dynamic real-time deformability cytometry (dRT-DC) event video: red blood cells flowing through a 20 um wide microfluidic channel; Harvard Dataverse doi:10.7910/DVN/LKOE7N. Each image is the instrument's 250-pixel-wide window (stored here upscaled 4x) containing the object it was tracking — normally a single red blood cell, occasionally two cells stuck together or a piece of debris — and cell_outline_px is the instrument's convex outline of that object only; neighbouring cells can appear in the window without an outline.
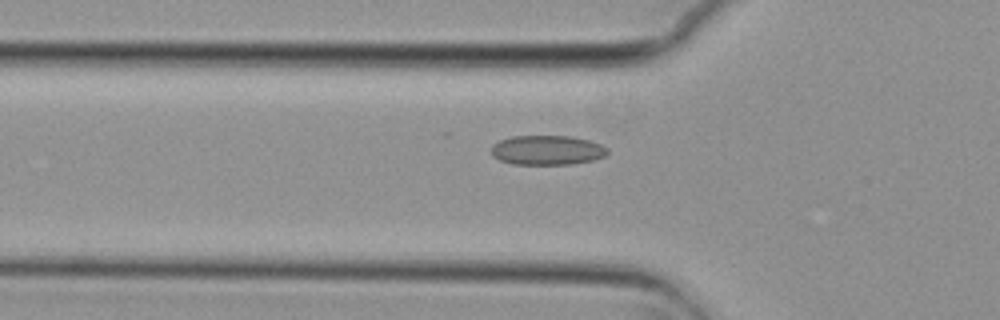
{"species": "common noctule bat (a hibernating species)", "species_latin": "Nyctalus noctula", "temperature_condition": "cold", "stored_images_in_passage": 39, "camera_frame_rate_fps": 3000, "um_per_image_px": 0.085, "animal": {"sex": "female", "body_mass_g": 29.2, "forearm_length_mm": 56.3}, "frame": {"image": 1, "passage_image": 3, "time_ms": 0.667, "image_size_px": [1000, 320], "cell_outline_px": [[608, 152], [604, 156], [592, 160], [572, 164], [512, 164], [500, 160], [492, 156], [492, 144], [500, 140], [512, 136], [572, 136], [588, 140], [600, 144], [608, 148]], "centroid_in_image_um": [46.49, 12.76], "position_along_channel_um": 79.3, "area_um2": 20.0}}
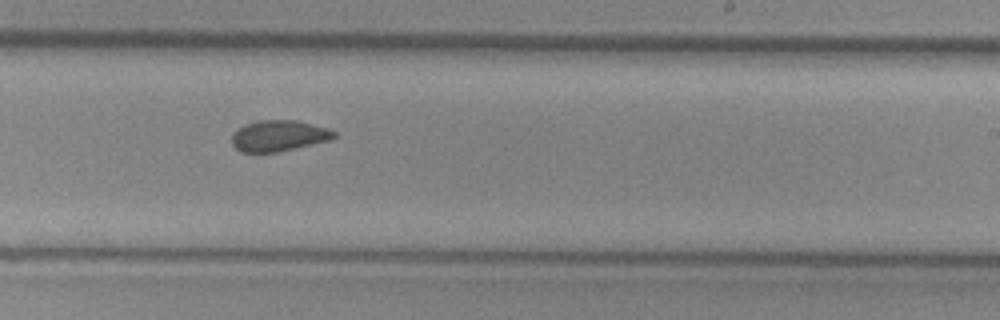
{"frame": {"image": 2, "passage_image": 18, "time_ms": 5.667, "image_size_px": [1000, 320], "cell_outline_px": [[336, 136], [332, 140], [276, 152], [240, 152], [232, 144], [232, 132], [236, 128], [244, 124], [256, 120], [296, 120], [328, 128], [336, 132]], "centroid_in_image_um": [23.67, 11.53], "position_along_channel_um": 265.3, "area_um2": 18.67}}
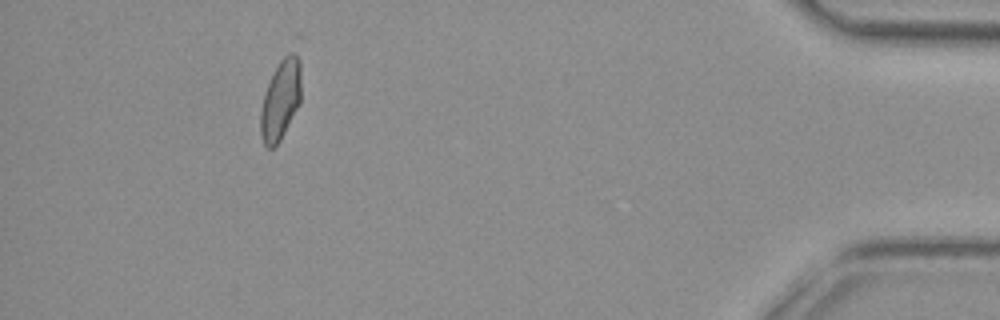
{"frame": {"image": 3, "passage_image": 35, "time_ms": 11.333, "image_size_px": [1000, 320], "cell_outline_px": [[300, 104], [280, 140], [272, 148], [268, 148], [264, 144], [260, 132], [260, 112], [264, 96], [268, 84], [280, 60], [288, 52], [292, 52], [300, 60]], "centroid_in_image_um": [23.85, 8.5], "position_along_channel_um": 411.3, "area_um2": 18.61}, "authors_computed_cell_mechanics": {"area_um2": 18.8428, "velocity_mm_per_s": 3.7104, "shape_relaxation_time_tau1_ms": null, "shape_relaxation_time_tau2_ms": 2.1723, "deformation_change_tau1": null, "deformation_change_tau2": 0.0695}}